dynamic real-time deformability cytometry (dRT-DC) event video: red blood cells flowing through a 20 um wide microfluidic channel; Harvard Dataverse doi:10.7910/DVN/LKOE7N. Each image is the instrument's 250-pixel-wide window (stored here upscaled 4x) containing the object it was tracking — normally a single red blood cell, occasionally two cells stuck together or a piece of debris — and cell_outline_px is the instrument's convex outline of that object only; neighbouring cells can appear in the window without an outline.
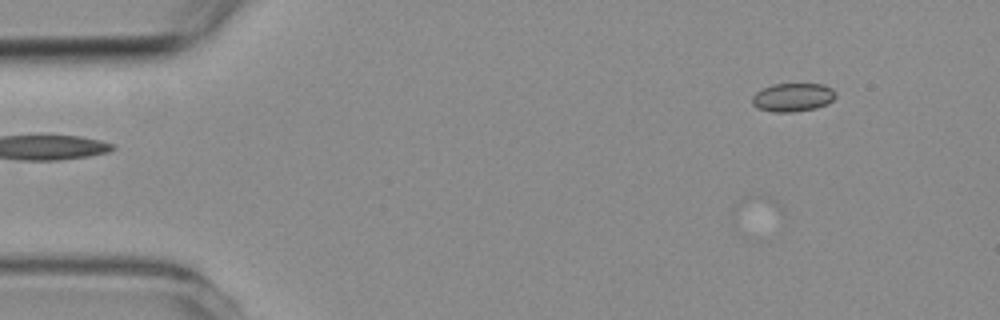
{"species": "common noctule bat (a hibernating species)", "species_latin": "Nyctalus noctula", "temperature_condition": "room temperature", "stored_images_in_passage": 6, "camera_frame_rate_fps": 3000, "um_per_image_px": 0.085, "animal": {"sex": "female", "body_mass_g": 19.3, "forearm_length_mm": 54.1}, "frame": {"image": 1, "passage_image": 2, "time_ms": 1.0, "image_size_px": [1000, 320], "cell_outline_px": [[836, 96], [828, 104], [816, 108], [792, 112], [772, 112], [756, 108], [752, 104], [752, 96], [756, 92], [772, 84], [824, 84], [832, 88], [836, 92]], "centroid_in_image_um": [67.39, 8.27], "position_along_channel_um": 17.6, "area_um2": 13.99}}
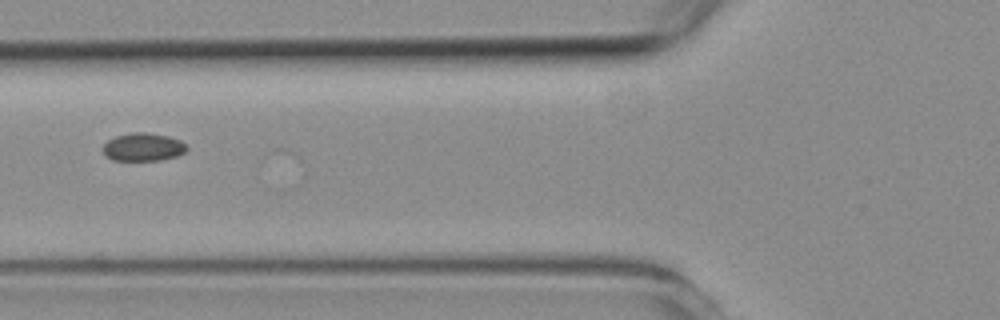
{"frame": {"image": 2, "passage_image": 6, "time_ms": 5.667, "image_size_px": [1000, 320], "cell_outline_px": [[188, 148], [184, 152], [176, 156], [160, 160], [112, 160], [104, 152], [104, 144], [108, 140], [116, 136], [132, 132], [144, 132], [168, 136], [180, 140]], "centroid_in_image_um": [12.17, 12.49], "position_along_channel_um": 113.6, "area_um2": 13.47}}